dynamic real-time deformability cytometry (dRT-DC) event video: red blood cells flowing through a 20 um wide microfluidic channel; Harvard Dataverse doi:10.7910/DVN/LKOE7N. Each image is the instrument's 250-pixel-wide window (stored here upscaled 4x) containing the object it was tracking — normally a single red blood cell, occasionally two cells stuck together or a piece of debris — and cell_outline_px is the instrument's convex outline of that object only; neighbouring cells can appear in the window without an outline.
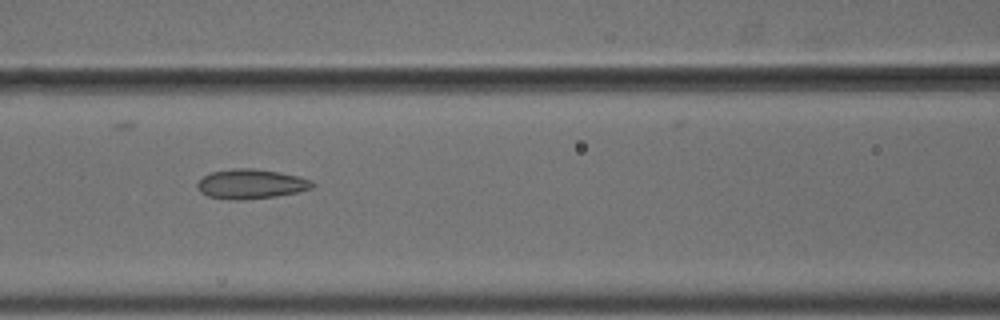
{"species": "common noctule bat (a hibernating species)", "species_latin": "Nyctalus noctula", "temperature_condition": "cold", "stored_images_in_passage": 6, "camera_frame_rate_fps": 3000, "um_per_image_px": 0.085, "animal": {"sex": "male", "body_mass_g": 18.8}, "frame": {"image": 1, "passage_image": 5, "time_ms": 1.333, "image_size_px": [1000, 320], "cell_outline_px": [[316, 184], [312, 188], [300, 192], [276, 196], [244, 200], [232, 200], [208, 196], [200, 192], [196, 188], [196, 184], [204, 176], [212, 172], [232, 168], [252, 168], [280, 172], [312, 180]], "centroid_in_image_um": [21.34, 15.64], "position_along_channel_um": 145.3, "area_um2": 20.0}}
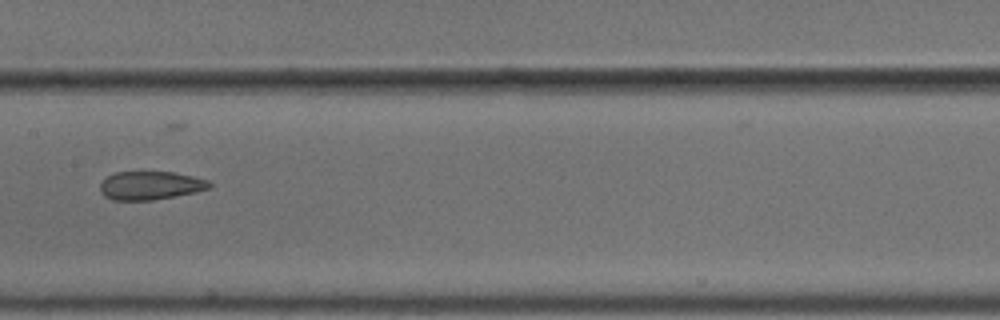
{"frame": {"image": 2, "passage_image": 6, "time_ms": 1.667, "image_size_px": [1000, 320], "cell_outline_px": [[212, 188], [196, 192], [152, 200], [112, 200], [104, 196], [100, 192], [100, 184], [108, 176], [116, 172], [172, 172], [192, 176], [208, 180], [212, 184]], "centroid_in_image_um": [12.8, 15.77], "position_along_channel_um": 194.6, "area_um2": 18.09}}